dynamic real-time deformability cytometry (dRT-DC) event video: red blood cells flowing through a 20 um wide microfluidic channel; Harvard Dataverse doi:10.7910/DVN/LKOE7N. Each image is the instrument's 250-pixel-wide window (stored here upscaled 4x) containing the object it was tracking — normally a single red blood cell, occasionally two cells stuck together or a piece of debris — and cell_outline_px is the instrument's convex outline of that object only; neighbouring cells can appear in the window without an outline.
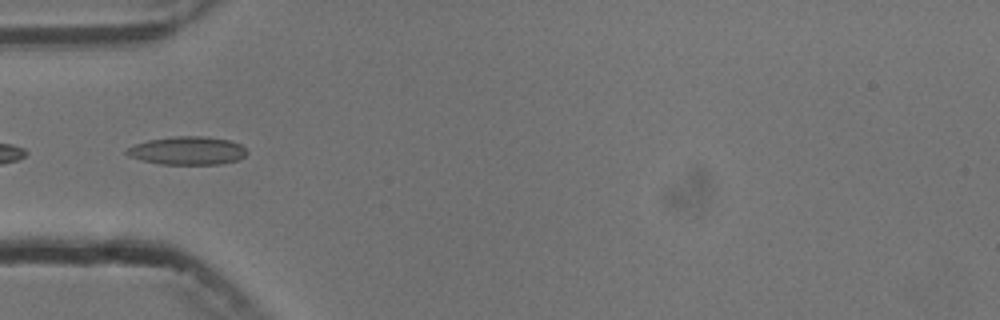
{"species": "common noctule bat (a hibernating species)", "species_latin": "Nyctalus noctula", "temperature_condition": "cold", "stored_images_in_passage": 1, "camera_frame_rate_fps": 3000, "um_per_image_px": 0.085, "animal": {"sex": "male", "body_mass_g": 13.3}, "frame": {"image": 1, "passage_image": 1, "time_ms": 0.0, "image_size_px": [1000, 320], "cell_outline_px": [[248, 152], [240, 160], [220, 164], [160, 164], [140, 160], [128, 156], [124, 152], [128, 148], [136, 144], [148, 140], [176, 136], [204, 136], [228, 140], [240, 144]], "centroid_in_image_um": [15.93, 12.81], "position_along_channel_um": 69.1, "area_um2": 19.77}}